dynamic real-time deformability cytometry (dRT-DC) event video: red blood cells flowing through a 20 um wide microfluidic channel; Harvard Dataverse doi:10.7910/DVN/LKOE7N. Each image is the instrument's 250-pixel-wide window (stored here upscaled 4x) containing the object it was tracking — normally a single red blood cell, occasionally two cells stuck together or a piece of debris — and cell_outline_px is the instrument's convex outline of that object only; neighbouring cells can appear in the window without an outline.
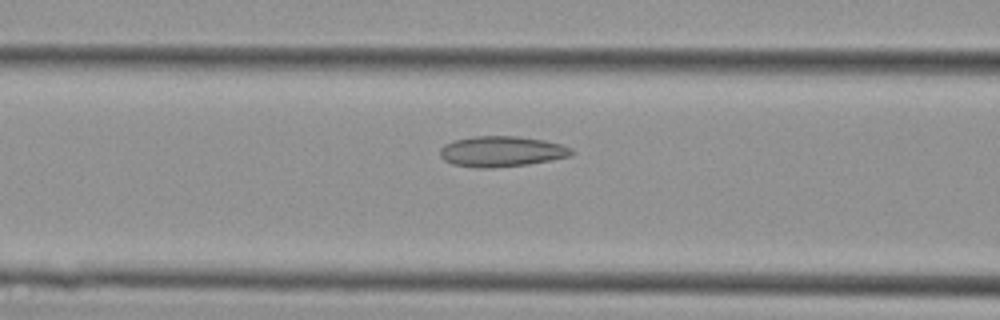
{"species": "Egyptian fruit bat (a non-hibernating species)", "species_latin": "Rousettus aegyptiacus", "temperature_condition": "cold", "stored_images_in_passage": 27, "camera_frame_rate_fps": 3000, "um_per_image_px": 0.085, "animal": {"sex": "female"}, "frame": {"image": 1, "passage_image": 5, "time_ms": 1.333, "image_size_px": [1000, 320], "cell_outline_px": [[572, 156], [528, 164], [488, 168], [476, 168], [452, 164], [444, 160], [440, 156], [440, 148], [444, 144], [456, 140], [472, 136], [516, 136], [544, 140], [560, 144], [572, 148]], "centroid_in_image_um": [42.61, 12.87], "position_along_channel_um": 124.0, "area_um2": 23.41}}
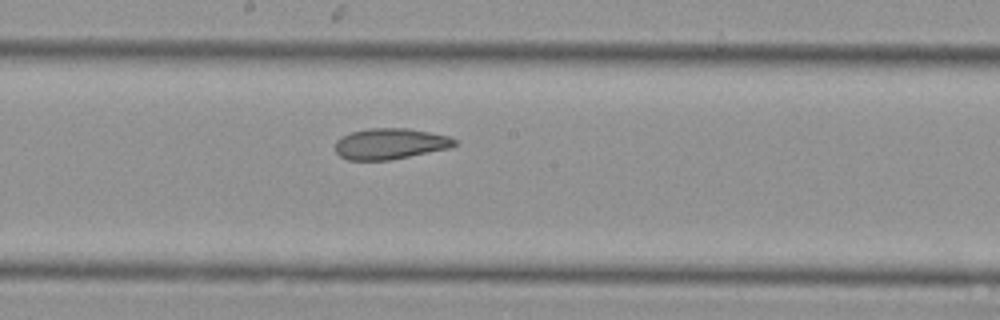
{"frame": {"image": 2, "passage_image": 11, "time_ms": 3.333, "image_size_px": [1000, 320], "cell_outline_px": [[456, 144], [448, 148], [388, 160], [348, 160], [340, 156], [336, 152], [336, 140], [352, 132], [368, 128], [408, 128], [448, 136], [456, 140]], "centroid_in_image_um": [33.13, 12.21], "position_along_channel_um": 215.1, "area_um2": 21.15}}
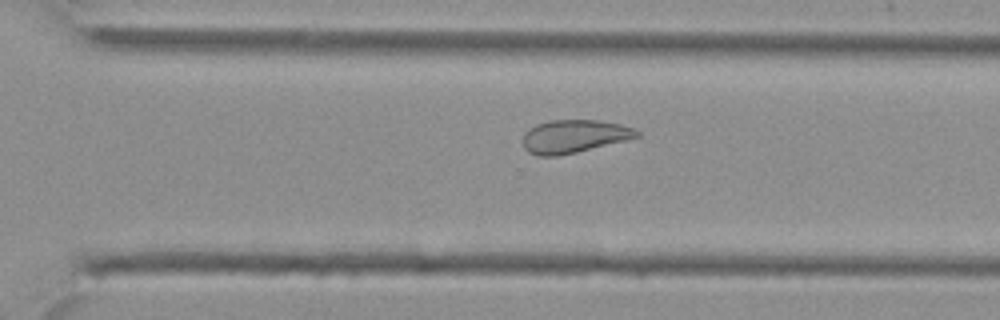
{"frame": {"image": 3, "passage_image": 18, "time_ms": 5.667, "image_size_px": [1000, 320], "cell_outline_px": [[640, 136], [628, 140], [576, 152], [556, 156], [540, 156], [528, 152], [524, 148], [524, 132], [528, 128], [536, 124], [548, 120], [596, 120], [620, 124], [636, 128], [640, 132]], "centroid_in_image_um": [48.81, 11.58], "position_along_channel_um": 321.8, "area_um2": 22.08}}